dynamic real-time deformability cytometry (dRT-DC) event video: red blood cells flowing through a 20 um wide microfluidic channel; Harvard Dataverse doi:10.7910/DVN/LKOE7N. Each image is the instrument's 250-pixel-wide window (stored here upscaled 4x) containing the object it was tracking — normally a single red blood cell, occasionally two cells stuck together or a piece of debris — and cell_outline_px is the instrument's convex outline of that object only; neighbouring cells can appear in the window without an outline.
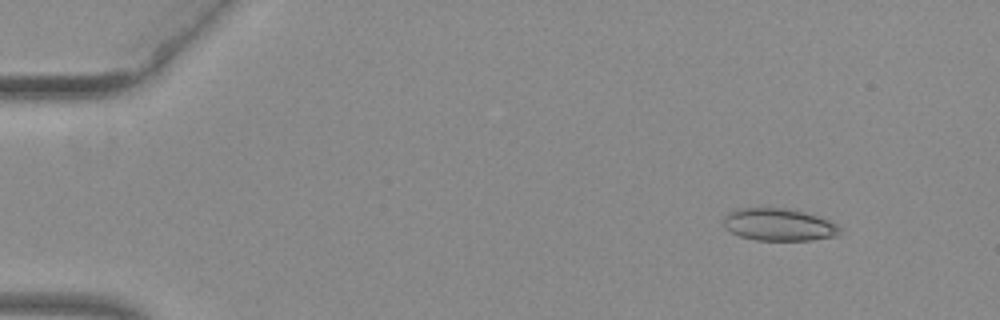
{"species": "common noctule bat (a hibernating species)", "species_latin": "Nyctalus noctula", "temperature_condition": "warm", "stored_images_in_passage": 52, "camera_frame_rate_fps": 3000, "um_per_image_px": 0.085, "animal": {"sex": "female", "body_mass_g": 29.2, "forearm_length_mm": 56.3}, "frame": {"image": 1, "passage_image": 5, "time_ms": 1.333, "image_size_px": [1000, 320], "cell_outline_px": [[840, 236], [812, 240], [756, 240], [740, 236], [724, 228], [724, 216], [728, 212], [740, 208], [788, 208], [804, 212], [828, 220], [836, 224], [840, 228]], "centroid_in_image_um": [66.2, 19.1], "position_along_channel_um": 18.8, "area_um2": 21.96}}
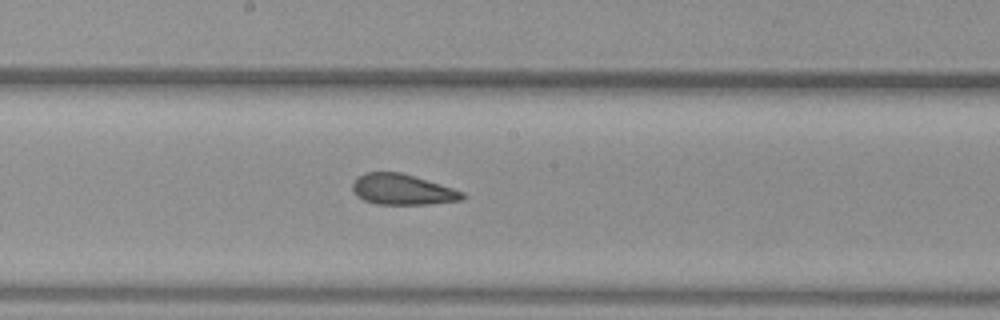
{"frame": {"image": 2, "passage_image": 29, "time_ms": 9.333, "image_size_px": [1000, 320], "cell_outline_px": [[468, 196], [464, 200], [428, 204], [376, 204], [364, 200], [356, 196], [352, 188], [352, 184], [364, 172], [400, 172], [440, 184], [464, 192]], "centroid_in_image_um": [34.23, 16.12], "position_along_channel_um": 214.0, "area_um2": 19.59}}
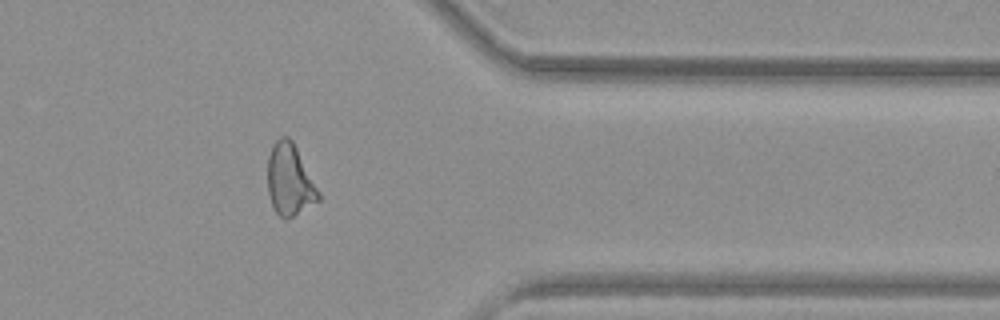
{"frame": {"image": 3, "passage_image": 43, "time_ms": 14.0, "image_size_px": [1000, 320], "cell_outline_px": [[320, 200], [288, 220], [284, 220], [272, 208], [268, 192], [268, 156], [272, 144], [280, 136], [288, 136], [292, 140], [320, 192]], "centroid_in_image_um": [24.61, 15.32], "position_along_channel_um": 386.8, "area_um2": 21.39}, "authors_computed_cell_mechanics": {"area_um2": 21.2415, "velocity_mm_per_s": 3.9674, "shape_relaxation_time_tau1_ms": null, "shape_relaxation_time_tau2_ms": 1.9719, "deformation_change_tau1": null, "deformation_change_tau2": 0.1036}}